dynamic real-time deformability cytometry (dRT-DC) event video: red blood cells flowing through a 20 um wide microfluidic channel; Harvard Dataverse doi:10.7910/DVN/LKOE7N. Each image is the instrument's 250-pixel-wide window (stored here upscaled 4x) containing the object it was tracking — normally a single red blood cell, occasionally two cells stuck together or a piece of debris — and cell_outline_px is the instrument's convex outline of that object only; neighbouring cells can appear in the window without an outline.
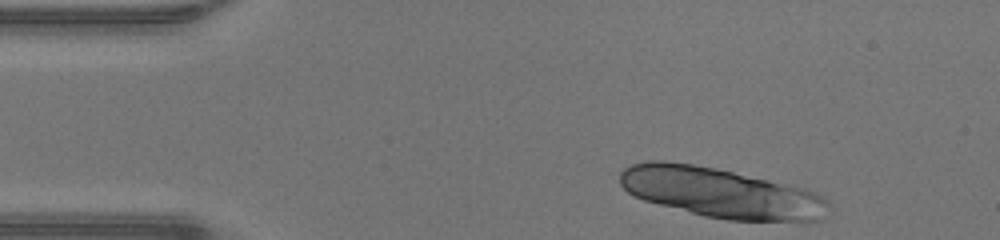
{"species": "human", "species_latin": "Homo sapiens", "temperature_condition": "warm", "stored_images_in_passage": 34, "segment_of_instrument_passage": [1, 2], "camera_frame_rate_fps": 3000, "um_per_image_px": 0.085, "donor": {"sex": "male"}, "frame": {"image": 1, "passage_image": 1, "time_ms": 0.0, "image_size_px": [1000, 240], "cell_outline_px": [[832, 204], [820, 220], [728, 220], [704, 216], [644, 200], [628, 192], [620, 184], [620, 172], [624, 168], [632, 164], [644, 160], [664, 160], [692, 164], [716, 168], [792, 184], [816, 192], [824, 196]], "centroid_in_image_um": [61.28, 16.36], "position_along_channel_um": 23.7, "area_um2": 60.86}}